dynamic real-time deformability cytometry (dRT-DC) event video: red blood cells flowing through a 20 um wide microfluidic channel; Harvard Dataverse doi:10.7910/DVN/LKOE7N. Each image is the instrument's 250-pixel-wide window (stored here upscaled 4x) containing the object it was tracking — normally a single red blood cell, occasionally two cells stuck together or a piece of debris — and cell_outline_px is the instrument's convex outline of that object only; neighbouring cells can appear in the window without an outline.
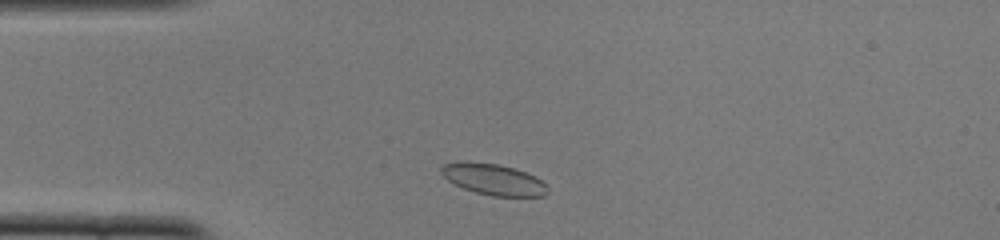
{"species": "common noctule bat (a hibernating species)", "species_latin": "Nyctalus noctula", "temperature_condition": "cold", "stored_images_in_passage": 3, "camera_frame_rate_fps": 3000, "um_per_image_px": 0.085, "animal": {"sex": "female", "body_mass_g": 22.0, "forearm_length_mm": 56.7}, "frame": {"image": 1, "passage_image": 3, "time_ms": 0.667, "image_size_px": [1000, 240], "cell_outline_px": [[548, 192], [544, 196], [492, 196], [476, 192], [464, 188], [448, 180], [440, 172], [440, 168], [444, 164], [496, 164], [512, 168], [536, 176], [548, 184]], "centroid_in_image_um": [42.05, 15.3], "position_along_channel_um": 42.9, "area_um2": 18.55}}